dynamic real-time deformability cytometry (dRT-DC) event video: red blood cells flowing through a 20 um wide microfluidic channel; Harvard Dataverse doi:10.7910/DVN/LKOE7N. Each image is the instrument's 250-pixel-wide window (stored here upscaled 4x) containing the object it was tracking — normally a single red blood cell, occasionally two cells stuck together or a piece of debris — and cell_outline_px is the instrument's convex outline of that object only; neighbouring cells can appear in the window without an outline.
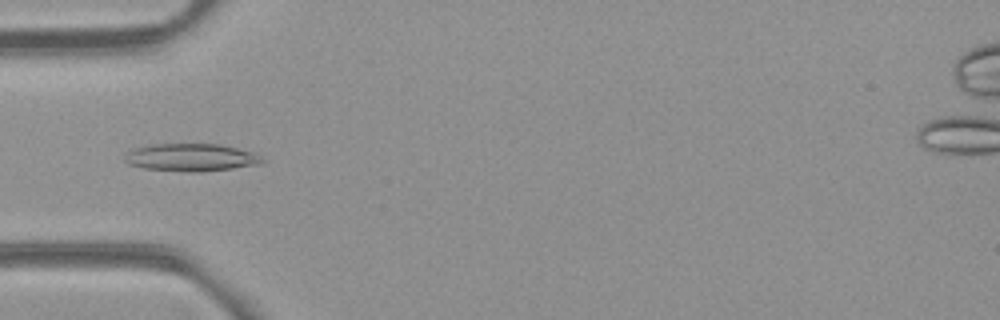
{"species": "common noctule bat (a hibernating species)", "species_latin": "Nyctalus noctula", "temperature_condition": "room temperature", "stored_images_in_passage": 40, "camera_frame_rate_fps": 3000, "um_per_image_px": 0.085, "animal": {"sex": "female", "body_mass_g": 21.9}, "frame": {"image": 1, "passage_image": 5, "time_ms": 1.333, "image_size_px": [1000, 320], "cell_outline_px": [[268, 160], [264, 164], [200, 172], [188, 172], [144, 168], [128, 164], [124, 160], [124, 156], [132, 148], [148, 144], [220, 144], [256, 152]], "centroid_in_image_um": [16.31, 13.38], "position_along_channel_um": 68.7, "area_um2": 22.6}}
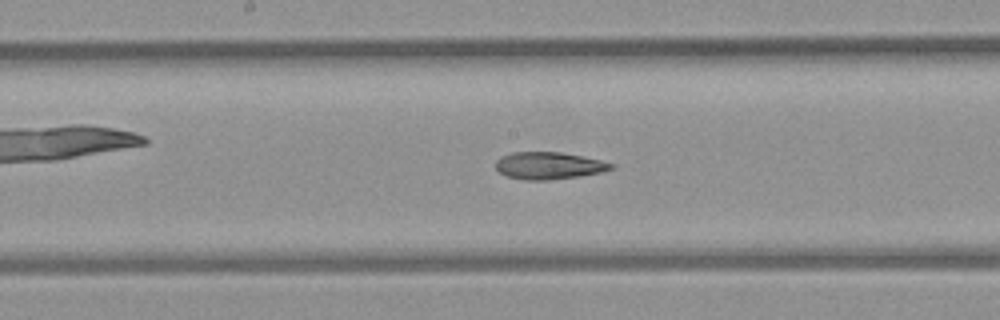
{"frame": {"image": 2, "passage_image": 15, "time_ms": 4.667, "image_size_px": [1000, 320], "cell_outline_px": [[616, 168], [600, 172], [580, 176], [548, 180], [524, 180], [508, 176], [500, 172], [496, 168], [496, 160], [500, 156], [512, 152], [560, 152], [584, 156], [616, 164]], "centroid_in_image_um": [46.67, 14.07], "position_along_channel_um": 201.5, "area_um2": 18.38}}
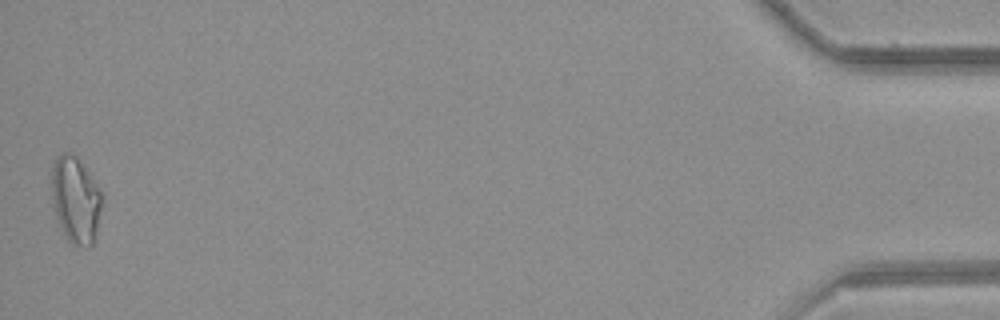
{"frame": {"image": 3, "passage_image": 40, "time_ms": 13.0, "image_size_px": [1000, 320], "cell_outline_px": [[100, 208], [96, 228], [92, 244], [88, 248], [72, 244], [68, 240], [56, 220], [52, 204], [52, 164], [56, 156], [64, 152], [68, 152], [76, 156], [100, 192]], "centroid_in_image_um": [6.36, 17.0], "position_along_channel_um": 428.8, "area_um2": 24.74}, "authors_computed_cell_mechanics": {"area_um2": 19.1318, "velocity_mm_per_s": 3.9467, "shape_relaxation_time_tau1_ms": null, "shape_relaxation_time_tau2_ms": 4.5745, "deformation_change_tau1": null, "deformation_change_tau2": 0.119}}